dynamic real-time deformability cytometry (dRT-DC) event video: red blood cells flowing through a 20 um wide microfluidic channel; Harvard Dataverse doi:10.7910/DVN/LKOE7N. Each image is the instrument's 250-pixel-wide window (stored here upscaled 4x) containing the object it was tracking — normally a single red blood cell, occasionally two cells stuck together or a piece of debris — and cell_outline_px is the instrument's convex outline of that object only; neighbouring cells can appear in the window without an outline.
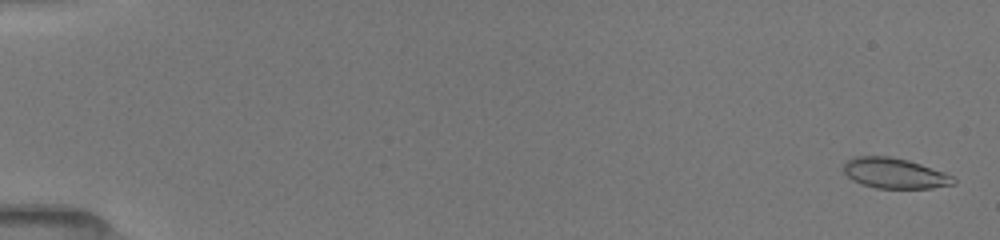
{"species": "common noctule bat (a hibernating species)", "species_latin": "Nyctalus noctula", "temperature_condition": "room temperature", "stored_images_in_passage": 9, "camera_frame_rate_fps": 3000, "um_per_image_px": 0.085, "animal": {"sex": "female", "body_mass_g": 19.5, "forearm_length_mm": 54.1}, "frame": {"image": 1, "passage_image": 1, "time_ms": 0.0, "image_size_px": [1000, 240], "cell_outline_px": [[956, 184], [932, 188], [876, 188], [852, 180], [844, 172], [844, 164], [852, 156], [888, 156], [908, 160], [944, 172], [952, 176], [956, 180]], "centroid_in_image_um": [76.05, 14.72], "position_along_channel_um": 8.9, "area_um2": 19.36}}
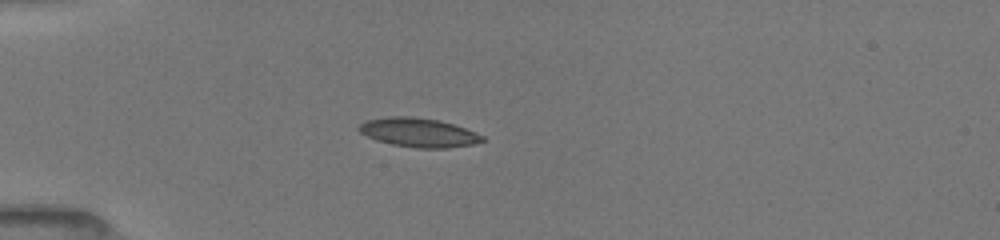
{"frame": {"image": 2, "passage_image": 7, "time_ms": 4.667, "image_size_px": [1000, 240], "cell_outline_px": [[488, 140], [472, 144], [448, 148], [420, 148], [392, 144], [376, 140], [360, 132], [356, 128], [360, 124], [368, 120], [388, 116], [412, 116], [440, 120], [464, 128], [484, 136]], "centroid_in_image_um": [35.59, 11.26], "position_along_channel_um": 49.4, "area_um2": 20.81}}
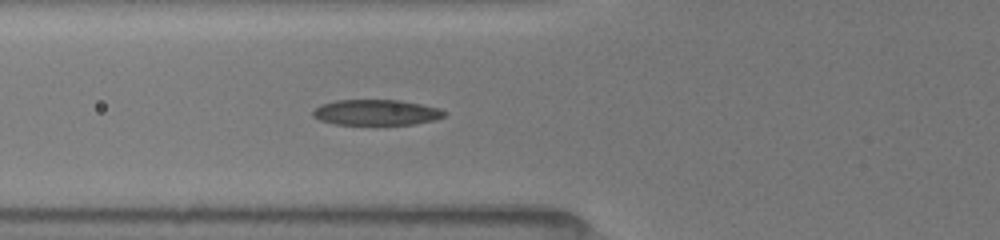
{"frame": {"image": 3, "passage_image": 9, "time_ms": 6.333, "image_size_px": [1000, 240], "cell_outline_px": [[448, 112], [444, 116], [436, 120], [412, 124], [332, 124], [320, 120], [312, 116], [312, 112], [320, 104], [336, 100], [400, 100], [440, 108]], "centroid_in_image_um": [31.98, 9.55], "position_along_channel_um": 93.8, "area_um2": 19.65}}